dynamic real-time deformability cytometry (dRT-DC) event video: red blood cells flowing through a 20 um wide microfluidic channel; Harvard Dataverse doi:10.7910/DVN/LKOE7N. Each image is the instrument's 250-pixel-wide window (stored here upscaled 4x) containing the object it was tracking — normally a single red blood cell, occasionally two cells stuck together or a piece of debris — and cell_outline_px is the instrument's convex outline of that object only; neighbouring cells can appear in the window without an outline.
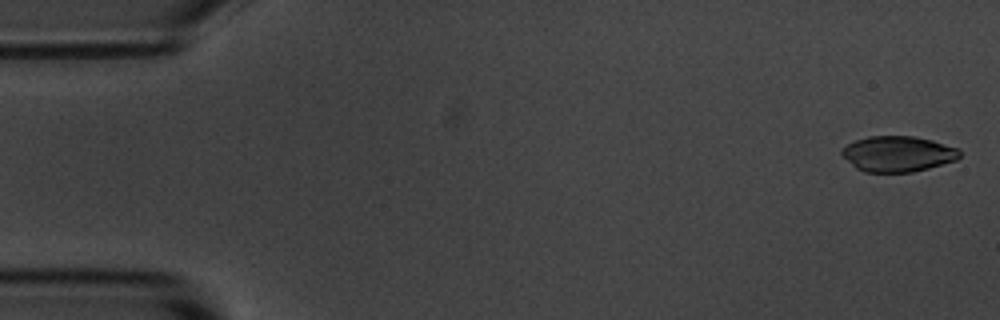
{"species": "common noctule bat (a hibernating species)", "species_latin": "Nyctalus noctula", "temperature_condition": "room temperature", "stored_images_in_passage": 5, "camera_frame_rate_fps": 3000, "um_per_image_px": 0.085, "animal": {"sex": "male", "body_mass_g": 20.1, "forearm_length_mm": 53.5}, "frame": {"image": 1, "passage_image": 1, "time_ms": 0.0, "image_size_px": [1000, 320], "cell_outline_px": [[960, 156], [956, 160], [928, 168], [912, 172], [864, 172], [856, 168], [840, 152], [840, 148], [856, 140], [868, 136], [912, 136], [932, 140], [960, 148]], "centroid_in_image_um": [76.32, 13.07], "position_along_channel_um": 8.7, "area_um2": 24.45}}
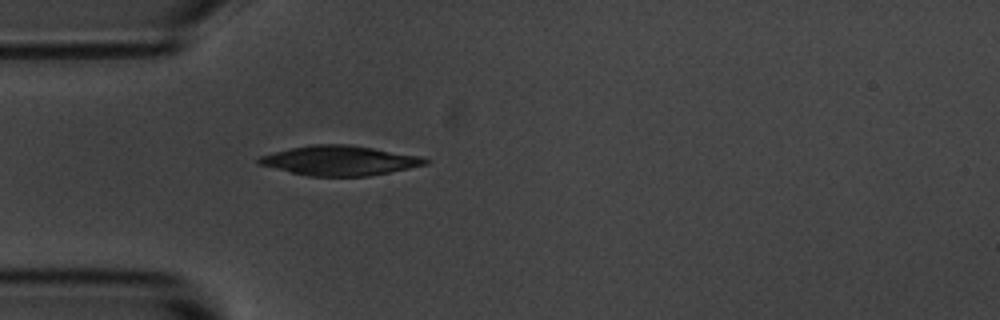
{"frame": {"image": 2, "passage_image": 5, "time_ms": 4.667, "image_size_px": [1000, 320], "cell_outline_px": [[428, 164], [368, 176], [308, 176], [260, 164], [256, 160], [260, 156], [292, 148], [312, 144], [348, 144], [420, 156], [428, 160]], "centroid_in_image_um": [28.88, 13.64], "position_along_channel_um": 56.1, "area_um2": 28.21}}